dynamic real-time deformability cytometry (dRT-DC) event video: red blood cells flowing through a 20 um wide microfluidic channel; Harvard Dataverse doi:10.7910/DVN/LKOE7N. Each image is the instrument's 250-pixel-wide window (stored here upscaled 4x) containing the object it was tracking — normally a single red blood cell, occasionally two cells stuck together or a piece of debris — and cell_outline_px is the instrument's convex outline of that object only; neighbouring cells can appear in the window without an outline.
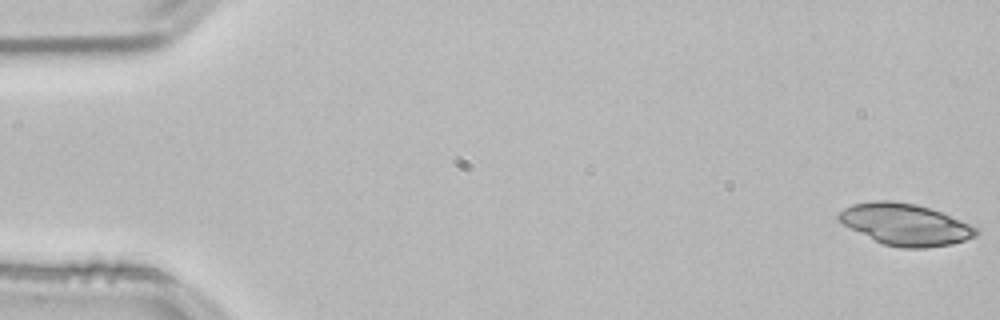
{"species": "common noctule bat (a hibernating species)", "species_latin": "Nyctalus noctula", "temperature_condition": "room temperature", "stored_images_in_passage": 16, "camera_frame_rate_fps": 3000, "um_per_image_px": 0.085, "animal": {"sex": "male", "body_mass_g": 21.5, "forearm_length_mm": 52.0}, "frame": {"image": 1, "passage_image": 1, "time_ms": 0.0, "image_size_px": [1000, 320], "cell_outline_px": [[980, 232], [976, 236], [952, 244], [924, 248], [900, 248], [884, 244], [836, 220], [836, 216], [844, 208], [852, 204], [872, 200], [892, 200], [916, 204], [940, 212], [968, 224], [976, 228]], "centroid_in_image_um": [76.93, 19.07], "position_along_channel_um": 8.1, "area_um2": 32.89}}